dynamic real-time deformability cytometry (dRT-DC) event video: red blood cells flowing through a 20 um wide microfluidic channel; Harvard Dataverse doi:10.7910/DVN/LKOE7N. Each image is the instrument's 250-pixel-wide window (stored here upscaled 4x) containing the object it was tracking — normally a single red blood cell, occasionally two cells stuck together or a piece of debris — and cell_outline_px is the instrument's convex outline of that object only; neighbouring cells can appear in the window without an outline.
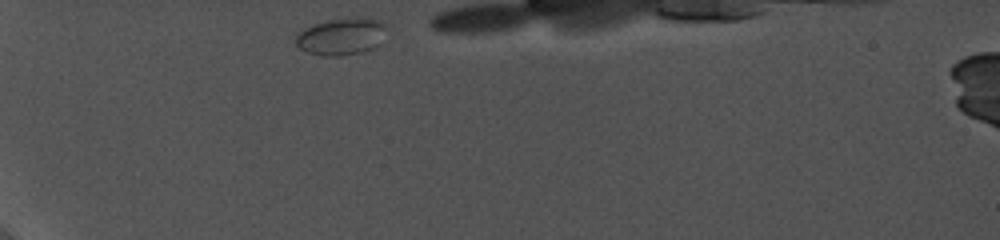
{"species": "common noctule bat (a hibernating species)", "species_latin": "Nyctalus noctula", "temperature_condition": "cold", "stored_images_in_passage": 6, "camera_frame_rate_fps": 5000, "um_per_image_px": 0.085, "animal": {"sex": "female", "body_mass_g": 19.0, "forearm_length_mm": 56.7}, "frame": {"image": 1, "passage_image": 1, "time_ms": 0.0, "image_size_px": [1000, 240], "cell_outline_px": [[388, 24], [380, 44], [372, 48], [360, 52], [336, 56], [320, 56], [308, 52], [300, 48], [296, 44], [296, 32], [312, 24], [328, 20], [360, 16], [364, 16], [380, 20]], "centroid_in_image_um": [29.03, 3.07], "position_along_channel_um": 56.0, "area_um2": 19.94}}